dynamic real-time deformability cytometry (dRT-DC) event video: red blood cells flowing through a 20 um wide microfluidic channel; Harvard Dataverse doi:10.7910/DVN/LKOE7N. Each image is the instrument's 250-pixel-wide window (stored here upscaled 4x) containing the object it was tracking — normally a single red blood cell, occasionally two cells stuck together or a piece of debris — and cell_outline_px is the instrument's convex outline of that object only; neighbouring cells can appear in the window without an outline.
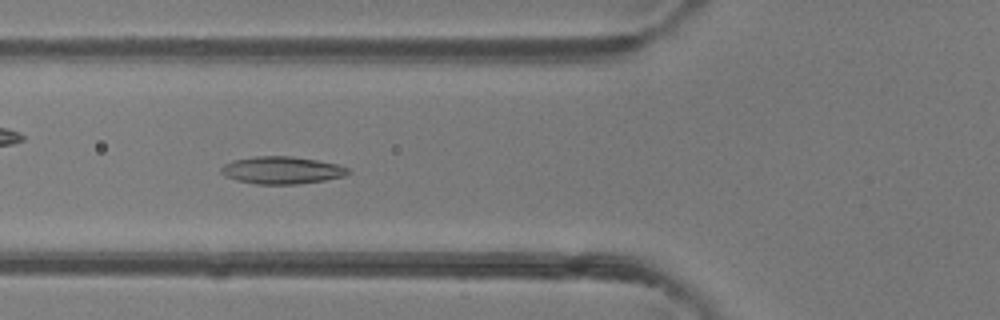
{"species": "common noctule bat (a hibernating species)", "species_latin": "Nyctalus noctula", "temperature_condition": "room temperature", "stored_images_in_passage": 48, "camera_frame_rate_fps": 3000, "um_per_image_px": 0.085, "animal": {"sex": "female"}, "frame": {"image": 1, "passage_image": 17, "time_ms": 5.333, "image_size_px": [1000, 320], "cell_outline_px": [[352, 172], [344, 176], [324, 180], [296, 184], [256, 184], [236, 180], [224, 176], [220, 172], [220, 168], [224, 164], [236, 160], [256, 156], [292, 156], [316, 160], [336, 164], [348, 168]], "centroid_in_image_um": [23.94, 14.47], "position_along_channel_um": 101.9, "area_um2": 20.17}}
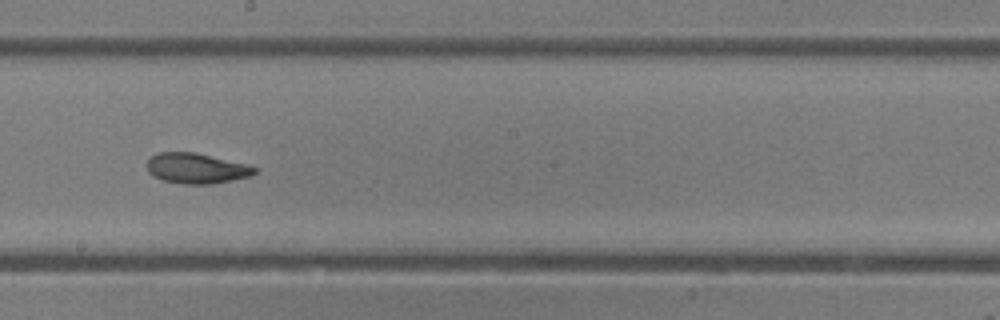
{"frame": {"image": 2, "passage_image": 26, "time_ms": 8.333, "image_size_px": [1000, 320], "cell_outline_px": [[256, 172], [252, 176], [212, 184], [184, 184], [160, 180], [152, 176], [148, 172], [148, 160], [156, 152], [196, 152], [244, 164], [256, 168]], "centroid_in_image_um": [16.65, 14.31], "position_along_channel_um": 231.5, "area_um2": 19.02}}
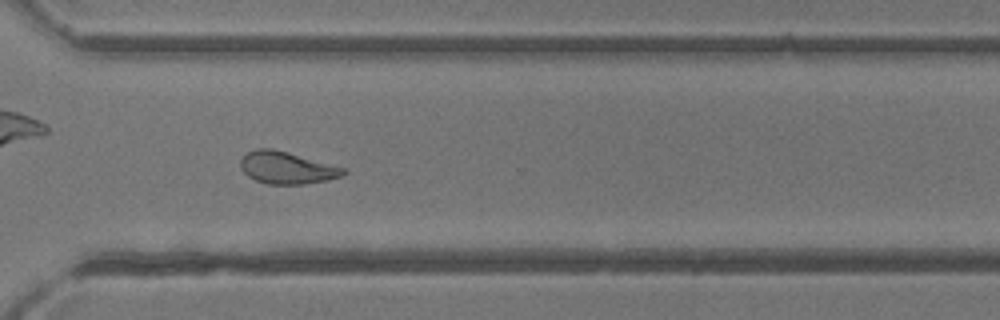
{"frame": {"image": 3, "passage_image": 34, "time_ms": 11.0, "image_size_px": [1000, 320], "cell_outline_px": [[348, 172], [340, 176], [328, 180], [304, 184], [268, 184], [256, 180], [248, 176], [240, 168], [240, 160], [248, 152], [256, 148], [272, 148], [288, 152], [348, 168]], "centroid_in_image_um": [24.41, 14.25], "position_along_channel_um": 346.2, "area_um2": 19.42}}